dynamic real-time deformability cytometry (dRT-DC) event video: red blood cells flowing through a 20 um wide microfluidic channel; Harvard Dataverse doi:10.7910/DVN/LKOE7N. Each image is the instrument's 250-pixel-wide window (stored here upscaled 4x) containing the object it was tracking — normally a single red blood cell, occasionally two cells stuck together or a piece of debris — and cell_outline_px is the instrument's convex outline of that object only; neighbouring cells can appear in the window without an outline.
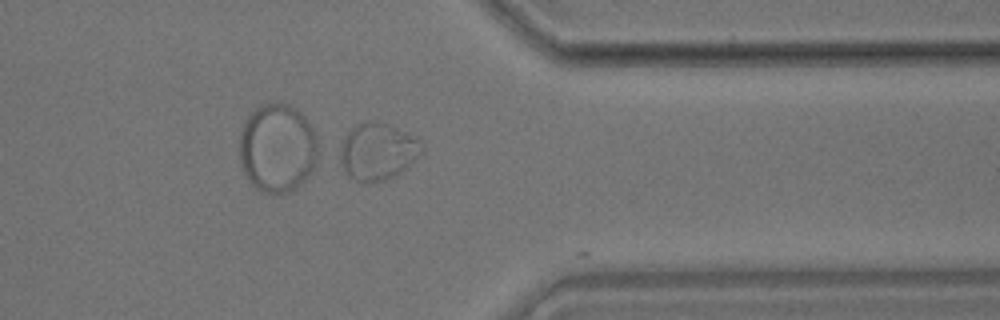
{"species": "common noctule bat (a hibernating species)", "species_latin": "Nyctalus noctula", "temperature_condition": "room temperature", "stored_images_in_passage": 35, "camera_frame_rate_fps": 3000, "um_per_image_px": 0.085, "animal": {"sex": "male", "body_mass_g": 17.9}, "frame": {"image": 1, "passage_image": 34, "time_ms": 11.0, "image_size_px": [1000, 320], "cell_outline_px": [[424, 152], [400, 172], [384, 180], [356, 180], [344, 172], [340, 160], [340, 144], [344, 136], [352, 128], [360, 124], [372, 120], [388, 124], [416, 136], [420, 140], [424, 148]], "centroid_in_image_um": [32.12, 12.84], "position_along_channel_um": 379.3, "area_um2": 26.82}}